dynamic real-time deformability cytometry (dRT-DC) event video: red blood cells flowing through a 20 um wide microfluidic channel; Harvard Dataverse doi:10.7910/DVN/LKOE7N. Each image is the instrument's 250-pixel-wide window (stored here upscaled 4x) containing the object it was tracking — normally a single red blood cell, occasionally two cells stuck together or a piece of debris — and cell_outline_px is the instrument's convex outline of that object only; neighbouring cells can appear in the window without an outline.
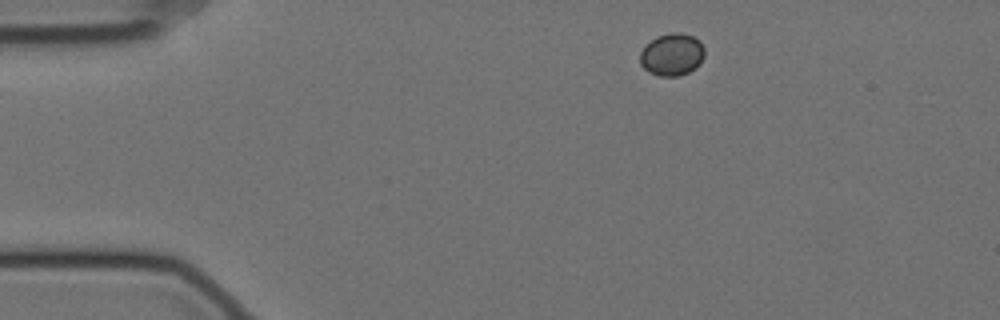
{"species": "Egyptian fruit bat (a non-hibernating species)", "species_latin": "Rousettus aegyptiacus", "temperature_condition": "cold", "stored_images_in_passage": 49, "camera_frame_rate_fps": 3000, "um_per_image_px": 0.085, "animal": {"sex": "female"}, "frame": {"image": 1, "passage_image": 1, "time_ms": 0.0, "image_size_px": [1000, 320], "cell_outline_px": [[704, 56], [700, 64], [688, 72], [680, 76], [660, 76], [648, 72], [640, 64], [640, 52], [656, 36], [668, 32], [680, 32], [692, 36], [700, 40], [704, 48]], "centroid_in_image_um": [57.13, 4.63], "position_along_channel_um": 27.9, "area_um2": 16.01}}
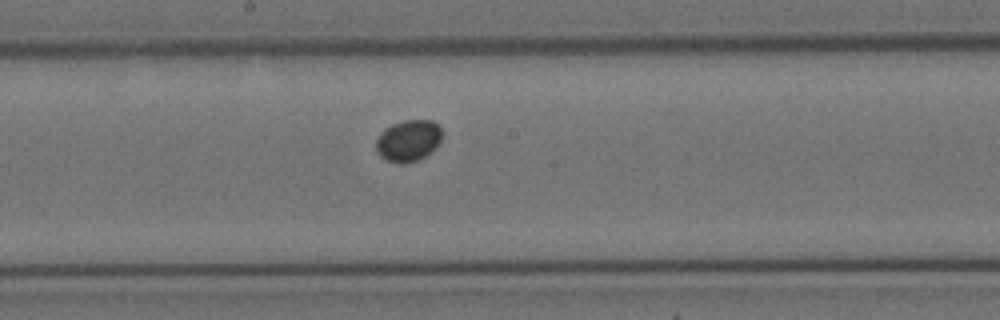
{"frame": {"image": 2, "passage_image": 22, "time_ms": 7.0, "image_size_px": [1000, 320], "cell_outline_px": [[444, 136], [440, 144], [432, 152], [416, 160], [404, 164], [400, 164], [388, 160], [380, 156], [376, 152], [376, 140], [380, 132], [384, 128], [392, 124], [404, 120], [432, 120], [444, 132]], "centroid_in_image_um": [34.74, 11.95], "position_along_channel_um": 213.5, "area_um2": 16.3}}
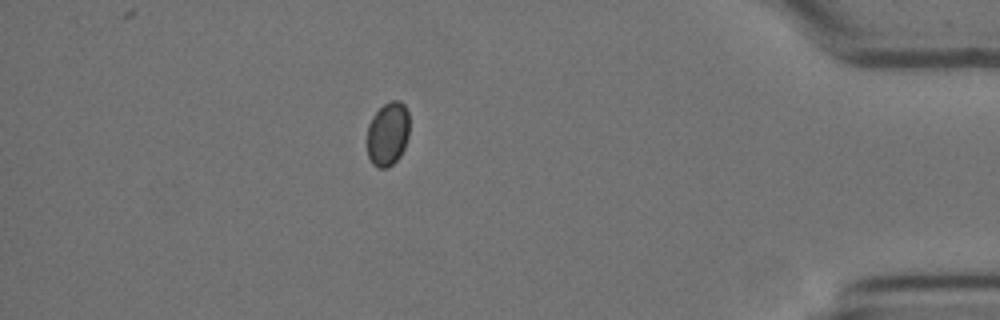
{"frame": {"image": 3, "passage_image": 42, "time_ms": 13.667, "image_size_px": [1000, 320], "cell_outline_px": [[408, 136], [404, 148], [400, 156], [388, 168], [376, 168], [372, 164], [368, 156], [368, 124], [372, 116], [384, 104], [392, 100], [400, 100], [404, 104], [408, 112]], "centroid_in_image_um": [32.96, 11.38], "position_along_channel_um": 402.2, "area_um2": 15.78}}